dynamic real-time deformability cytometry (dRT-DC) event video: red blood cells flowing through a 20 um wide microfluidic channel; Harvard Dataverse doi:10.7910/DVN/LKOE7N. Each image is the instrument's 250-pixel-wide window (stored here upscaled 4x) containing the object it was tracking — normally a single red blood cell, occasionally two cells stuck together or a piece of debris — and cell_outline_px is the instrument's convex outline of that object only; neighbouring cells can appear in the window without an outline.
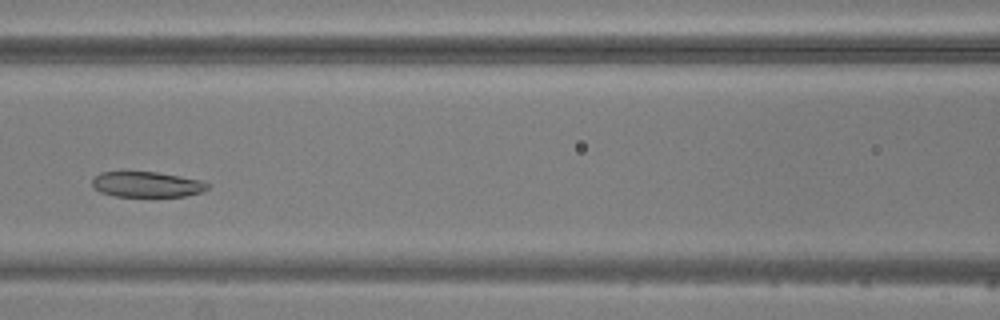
{"species": "common noctule bat (a hibernating species)", "species_latin": "Nyctalus noctula", "temperature_condition": "warm", "stored_images_in_passage": 4, "camera_frame_rate_fps": 3000, "um_per_image_px": 0.085, "animal": {"sex": "male", "body_mass_g": 20.5, "forearm_length_mm": 52.5}, "frame": {"image": 1, "passage_image": 4, "time_ms": 3.333, "image_size_px": [1000, 320], "cell_outline_px": [[208, 188], [200, 192], [184, 196], [116, 196], [100, 192], [92, 184], [92, 180], [100, 172], [156, 172], [180, 176], [200, 180], [208, 184]], "centroid_in_image_um": [12.47, 15.67], "position_along_channel_um": 154.1, "area_um2": 16.82}}